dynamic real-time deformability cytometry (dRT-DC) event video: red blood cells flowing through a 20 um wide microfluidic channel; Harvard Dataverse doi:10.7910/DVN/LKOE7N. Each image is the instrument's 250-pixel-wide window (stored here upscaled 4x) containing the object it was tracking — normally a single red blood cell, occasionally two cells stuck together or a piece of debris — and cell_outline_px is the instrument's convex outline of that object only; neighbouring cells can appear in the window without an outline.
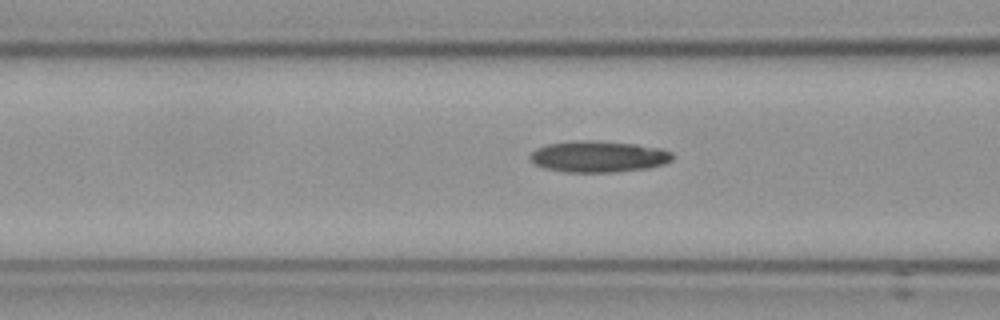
{"species": "Egyptian fruit bat (a non-hibernating species)", "species_latin": "Rousettus aegyptiacus", "temperature_condition": "cold", "stored_images_in_passage": 7, "camera_frame_rate_fps": 3000, "um_per_image_px": 0.085, "frame": {"image": 1, "passage_image": 5, "time_ms": 1.333, "image_size_px": [1000, 320], "cell_outline_px": [[676, 156], [672, 160], [664, 164], [648, 168], [616, 172], [564, 172], [544, 168], [536, 164], [528, 156], [536, 148], [548, 144], [572, 140], [592, 140], [636, 144], [660, 148], [672, 152]], "centroid_in_image_um": [50.89, 13.3], "position_along_channel_um": 115.7, "area_um2": 26.24}}